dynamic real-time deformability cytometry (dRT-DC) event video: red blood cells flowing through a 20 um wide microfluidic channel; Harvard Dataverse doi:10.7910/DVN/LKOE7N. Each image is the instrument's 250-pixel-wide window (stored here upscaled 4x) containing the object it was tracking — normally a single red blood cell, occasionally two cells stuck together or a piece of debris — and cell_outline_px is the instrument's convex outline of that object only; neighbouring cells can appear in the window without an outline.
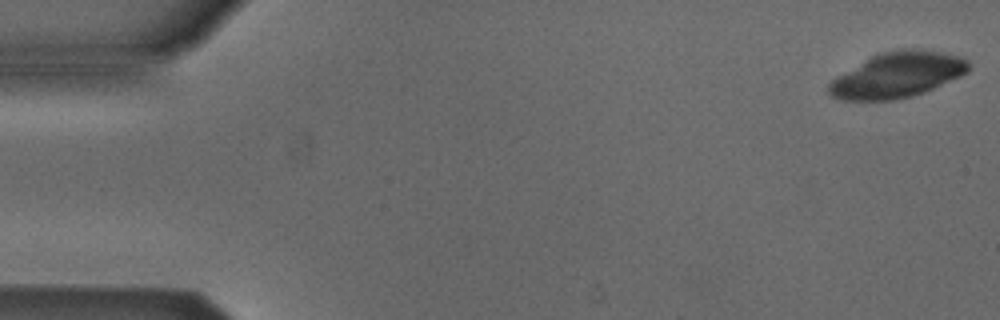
{"species": "Egyptian fruit bat (a non-hibernating species)", "species_latin": "Rousettus aegyptiacus", "temperature_condition": "cold", "stored_images_in_passage": 4, "camera_frame_rate_fps": 3000, "um_per_image_px": 0.085, "animal": {"sex": "male"}, "frame": {"image": 1, "passage_image": 1, "time_ms": 0.0, "image_size_px": [1000, 320], "cell_outline_px": [[968, 72], [960, 76], [924, 92], [912, 96], [892, 100], [844, 100], [832, 96], [828, 92], [828, 84], [836, 76], [872, 56], [880, 52], [900, 48], [924, 48], [964, 56], [968, 60]], "centroid_in_image_um": [76.31, 6.34], "position_along_channel_um": 8.7, "area_um2": 37.17}}